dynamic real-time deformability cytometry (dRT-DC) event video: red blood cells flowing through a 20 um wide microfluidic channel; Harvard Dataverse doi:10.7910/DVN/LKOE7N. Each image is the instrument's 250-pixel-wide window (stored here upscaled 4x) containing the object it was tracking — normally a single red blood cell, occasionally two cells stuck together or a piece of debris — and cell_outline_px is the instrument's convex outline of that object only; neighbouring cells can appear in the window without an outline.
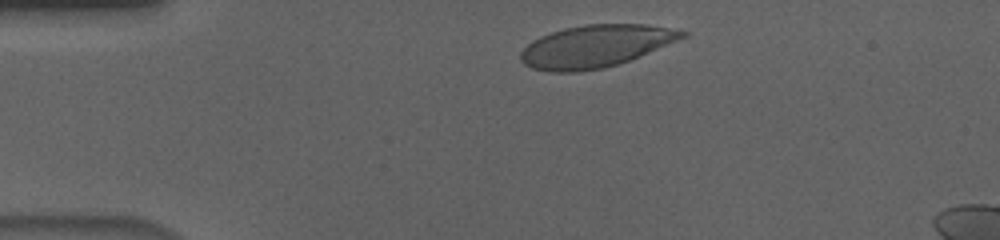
{"species": "human", "species_latin": "Homo sapiens", "temperature_condition": "cold", "stored_images_in_passage": 38, "camera_frame_rate_fps": 3000, "um_per_image_px": 0.085, "donor": {"sex": "male"}, "frame": {"image": 1, "passage_image": 3, "time_ms": 0.667, "image_size_px": [1000, 240], "cell_outline_px": [[688, 36], [628, 60], [604, 68], [576, 72], [548, 72], [532, 68], [524, 64], [520, 60], [520, 52], [532, 40], [540, 36], [564, 28], [584, 24], [644, 24], [668, 28], [688, 32]], "centroid_in_image_um": [50.57, 3.93], "position_along_channel_um": 34.4, "area_um2": 39.59}}
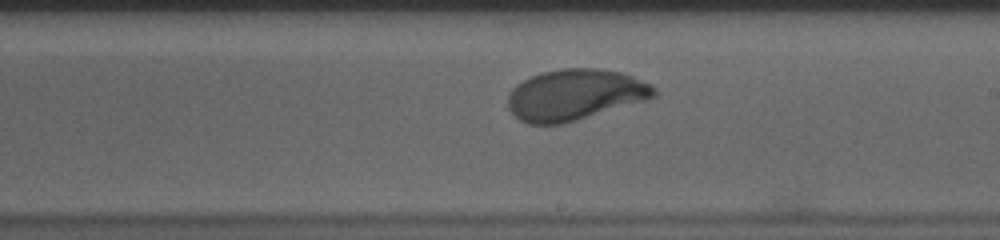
{"frame": {"image": 2, "passage_image": 24, "time_ms": 7.667, "image_size_px": [1000, 240], "cell_outline_px": [[656, 96], [644, 100], [564, 124], [528, 124], [520, 120], [508, 108], [508, 92], [516, 84], [540, 72], [560, 68], [596, 68], [620, 72], [632, 76], [652, 84], [656, 88]], "centroid_in_image_um": [48.84, 8.05], "position_along_channel_um": 240.2, "area_um2": 43.41}}
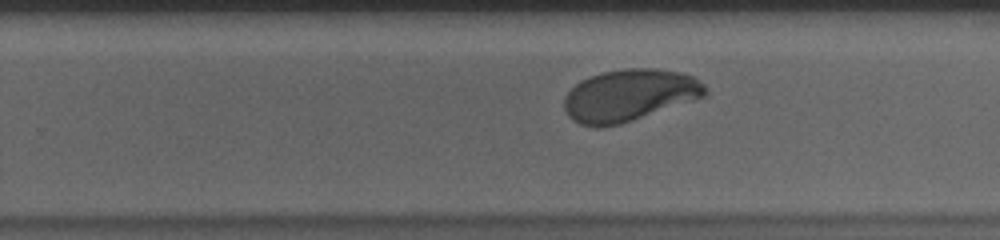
{"frame": {"image": 3, "passage_image": 27, "time_ms": 8.667, "image_size_px": [1000, 240], "cell_outline_px": [[708, 96], [620, 124], [600, 128], [596, 128], [580, 124], [572, 120], [568, 116], [564, 108], [564, 96], [580, 80], [588, 76], [604, 72], [628, 68], [652, 68], [676, 72], [696, 76], [708, 88]], "centroid_in_image_um": [53.51, 8.11], "position_along_channel_um": 276.3, "area_um2": 43.0}, "authors_computed_cell_mechanics": {"area_um2": 42.5986, "velocity_mm_per_s": 3.6354, "shape_relaxation_time_tau1_ms": 3.1393, "shape_relaxation_time_tau2_ms": null, "deformation_change_tau1": 0.1681, "deformation_change_tau2": null}}